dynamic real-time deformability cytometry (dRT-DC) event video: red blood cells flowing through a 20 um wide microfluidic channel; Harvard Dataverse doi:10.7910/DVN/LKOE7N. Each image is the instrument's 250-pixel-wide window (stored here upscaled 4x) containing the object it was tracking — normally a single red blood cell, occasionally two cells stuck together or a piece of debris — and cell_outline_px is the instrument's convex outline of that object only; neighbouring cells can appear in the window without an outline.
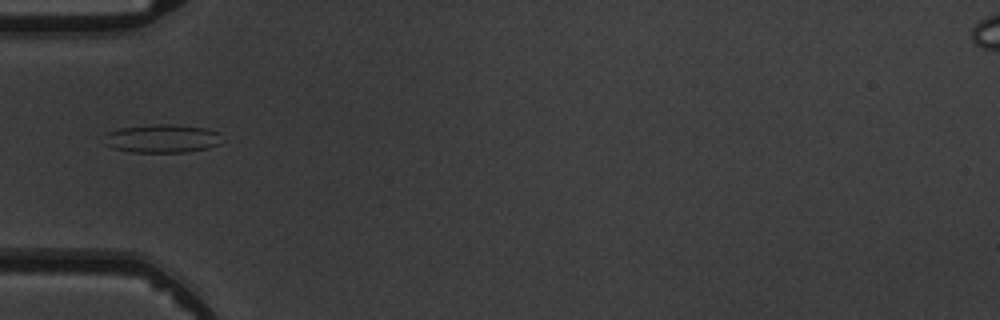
{"species": "common noctule bat (a hibernating species)", "species_latin": "Nyctalus noctula", "temperature_condition": "warm", "stored_images_in_passage": 3, "camera_frame_rate_fps": 3000, "um_per_image_px": 0.085, "animal": {"sex": "male", "body_mass_g": 19.5, "forearm_length_mm": 54.6}, "frame": {"image": 1, "passage_image": 3, "time_ms": 2.333, "image_size_px": [1000, 320], "cell_outline_px": [[220, 144], [208, 148], [184, 152], [132, 152], [112, 148], [104, 144], [100, 136], [108, 132], [120, 128], [152, 124], [172, 124], [204, 128], [220, 132]], "centroid_in_image_um": [13.71, 11.77], "position_along_channel_um": 71.3, "area_um2": 19.71}}